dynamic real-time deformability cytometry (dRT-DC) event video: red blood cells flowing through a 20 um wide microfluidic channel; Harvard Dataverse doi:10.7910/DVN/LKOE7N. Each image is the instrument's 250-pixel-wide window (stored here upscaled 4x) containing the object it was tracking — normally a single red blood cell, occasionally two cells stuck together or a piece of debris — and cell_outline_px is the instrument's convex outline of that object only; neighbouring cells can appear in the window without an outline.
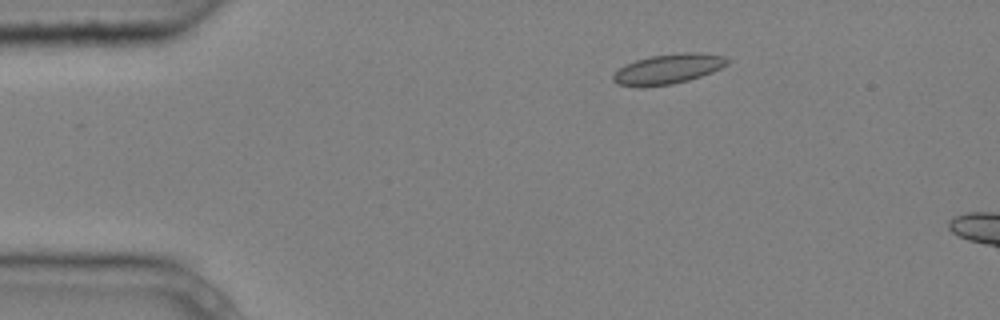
{"species": "common noctule bat (a hibernating species)", "species_latin": "Nyctalus noctula", "temperature_condition": "cold", "stored_images_in_passage": 3, "camera_frame_rate_fps": 3000, "um_per_image_px": 0.085, "animal": {"sex": "male", "body_mass_g": 20.4}, "frame": {"image": 1, "passage_image": 1, "time_ms": 0.0, "image_size_px": [1000, 320], "cell_outline_px": [[732, 60], [728, 64], [712, 72], [688, 80], [672, 84], [644, 88], [616, 84], [612, 80], [612, 76], [624, 64], [636, 60], [652, 56], [684, 52], [700, 52], [724, 56]], "centroid_in_image_um": [56.79, 5.87], "position_along_channel_um": 28.2, "area_um2": 20.11}}